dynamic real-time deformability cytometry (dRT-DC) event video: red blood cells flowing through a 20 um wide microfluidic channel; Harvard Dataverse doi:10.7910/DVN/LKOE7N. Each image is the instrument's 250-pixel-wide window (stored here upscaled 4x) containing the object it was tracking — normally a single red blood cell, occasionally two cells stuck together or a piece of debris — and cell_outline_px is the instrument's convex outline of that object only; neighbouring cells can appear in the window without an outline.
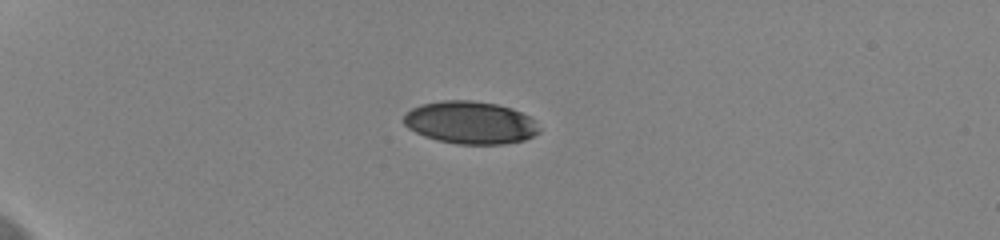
{"species": "human", "species_latin": "Homo sapiens", "temperature_condition": "cold", "stored_images_in_passage": 42, "camera_frame_rate_fps": 3000, "um_per_image_px": 0.085, "donor": {"sex": "female"}, "frame": {"image": 1, "passage_image": 1, "time_ms": 0.0, "image_size_px": [1000, 240], "cell_outline_px": [[540, 132], [524, 140], [504, 144], [456, 144], [436, 140], [424, 136], [408, 128], [404, 124], [404, 116], [412, 108], [420, 104], [444, 100], [472, 100], [496, 104], [512, 108], [536, 120], [540, 128]], "centroid_in_image_um": [39.99, 10.42], "position_along_channel_um": 45.0, "area_um2": 33.76}}
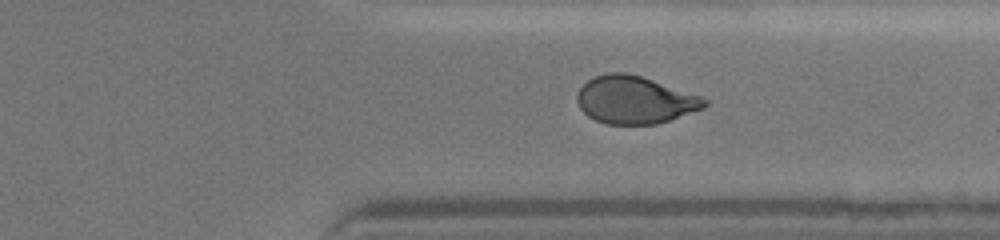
{"frame": {"image": 2, "passage_image": 31, "time_ms": 10.0, "image_size_px": [1000, 240], "cell_outline_px": [[708, 104], [704, 108], [656, 124], [608, 124], [596, 120], [588, 116], [580, 108], [576, 100], [576, 92], [588, 80], [596, 76], [608, 72], [628, 72], [700, 96], [708, 100]], "centroid_in_image_um": [53.93, 8.49], "position_along_channel_um": 357.5, "area_um2": 35.03}}
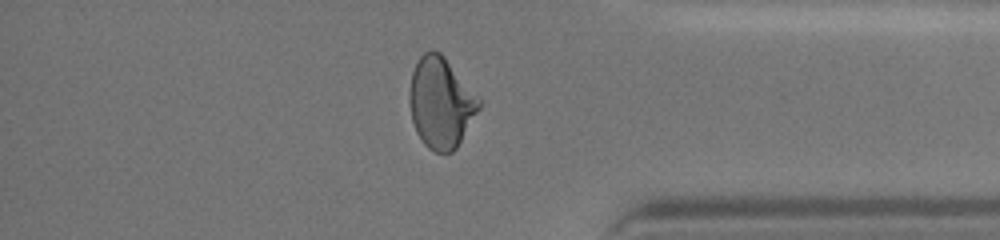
{"frame": {"image": 3, "passage_image": 35, "time_ms": 11.333, "image_size_px": [1000, 240], "cell_outline_px": [[480, 108], [456, 148], [452, 152], [436, 152], [428, 148], [424, 144], [416, 132], [412, 120], [408, 100], [408, 92], [412, 72], [420, 56], [424, 52], [432, 48], [440, 52], [444, 56], [480, 100]], "centroid_in_image_um": [37.43, 8.72], "position_along_channel_um": 397.8, "area_um2": 36.53}, "authors_computed_cell_mechanics": {"area_um2": 36.2117, "velocity_mm_per_s": 3.6532, "shape_relaxation_time_tau1_ms": 5.1473, "shape_relaxation_time_tau2_ms": 1.4733, "deformation_change_tau1": 0.1623, "deformation_change_tau2": 0.0658}}